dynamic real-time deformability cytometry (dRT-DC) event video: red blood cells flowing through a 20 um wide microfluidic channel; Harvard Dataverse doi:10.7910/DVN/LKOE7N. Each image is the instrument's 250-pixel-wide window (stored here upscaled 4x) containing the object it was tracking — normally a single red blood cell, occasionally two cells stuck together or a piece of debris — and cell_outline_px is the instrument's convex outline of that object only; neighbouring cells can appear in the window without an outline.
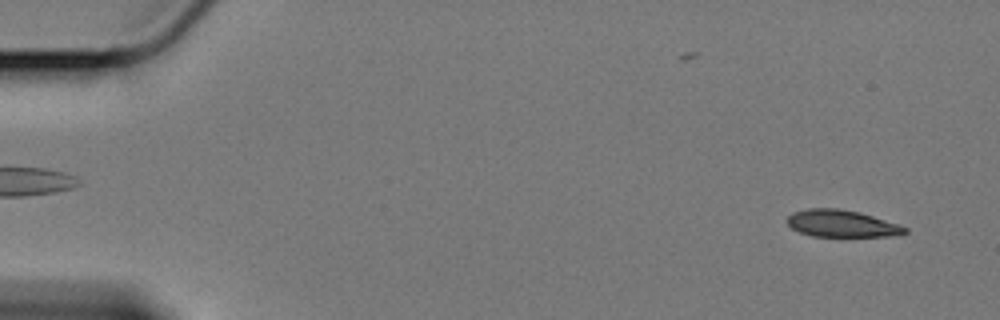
{"species": "Egyptian fruit bat (a non-hibernating species)", "species_latin": "Rousettus aegyptiacus", "temperature_condition": "cold", "stored_images_in_passage": 59, "camera_frame_rate_fps": 3000, "um_per_image_px": 0.085, "animal": {"sex": "female"}, "frame": {"image": 1, "passage_image": 3, "time_ms": 0.667, "image_size_px": [1000, 320], "cell_outline_px": [[908, 232], [892, 236], [812, 236], [800, 232], [792, 228], [788, 224], [788, 216], [792, 212], [808, 208], [836, 208], [860, 212], [908, 228]], "centroid_in_image_um": [71.52, 19.0], "position_along_channel_um": 13.5, "area_um2": 18.32}}
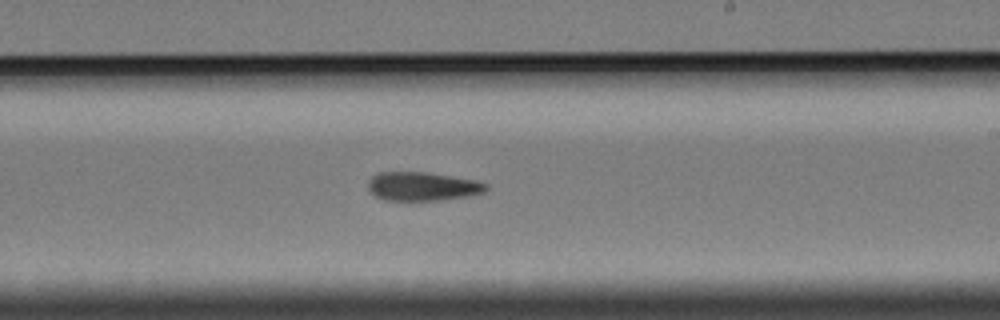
{"frame": {"image": 2, "passage_image": 35, "time_ms": 11.333, "image_size_px": [1000, 320], "cell_outline_px": [[488, 188], [484, 192], [464, 196], [440, 200], [384, 200], [376, 196], [368, 188], [368, 180], [372, 176], [380, 172], [424, 172], [476, 180], [488, 184]], "centroid_in_image_um": [35.89, 15.84], "position_along_channel_um": 253.1, "area_um2": 19.54}}
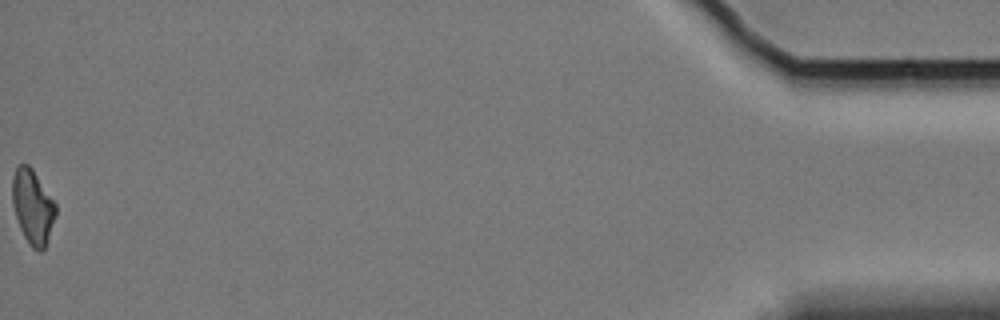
{"frame": {"image": 3, "passage_image": 59, "time_ms": 19.333, "image_size_px": [1000, 320], "cell_outline_px": [[56, 216], [44, 248], [40, 252], [32, 248], [24, 236], [20, 228], [12, 204], [12, 176], [16, 168], [20, 164], [28, 164], [32, 168], [56, 204]], "centroid_in_image_um": [2.77, 17.56], "position_along_channel_um": 432.4, "area_um2": 18.67}}